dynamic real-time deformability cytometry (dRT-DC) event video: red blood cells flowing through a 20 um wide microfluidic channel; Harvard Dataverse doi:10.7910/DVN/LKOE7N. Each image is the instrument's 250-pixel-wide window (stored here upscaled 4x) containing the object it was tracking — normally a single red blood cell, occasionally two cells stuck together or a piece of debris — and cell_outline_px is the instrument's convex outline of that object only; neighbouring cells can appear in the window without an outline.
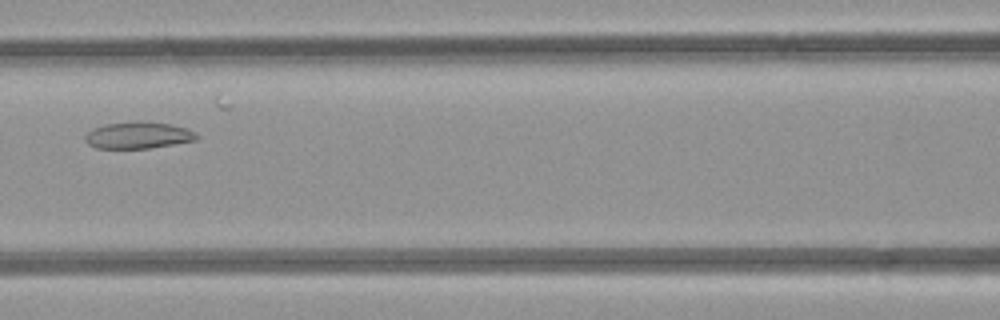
{"species": "common noctule bat (a hibernating species)", "species_latin": "Nyctalus noctula", "temperature_condition": "room temperature", "stored_images_in_passage": 8, "camera_frame_rate_fps": 3000, "um_per_image_px": 0.085, "animal": {"sex": "female", "body_mass_g": 21.9}, "frame": {"image": 1, "passage_image": 6, "time_ms": 5.667, "image_size_px": [1000, 320], "cell_outline_px": [[200, 136], [196, 140], [148, 148], [96, 148], [88, 144], [84, 140], [84, 136], [92, 128], [104, 124], [136, 120], [148, 120], [172, 124], [188, 128], [196, 132]], "centroid_in_image_um": [11.76, 11.46], "position_along_channel_um": 154.8, "area_um2": 17.8}}